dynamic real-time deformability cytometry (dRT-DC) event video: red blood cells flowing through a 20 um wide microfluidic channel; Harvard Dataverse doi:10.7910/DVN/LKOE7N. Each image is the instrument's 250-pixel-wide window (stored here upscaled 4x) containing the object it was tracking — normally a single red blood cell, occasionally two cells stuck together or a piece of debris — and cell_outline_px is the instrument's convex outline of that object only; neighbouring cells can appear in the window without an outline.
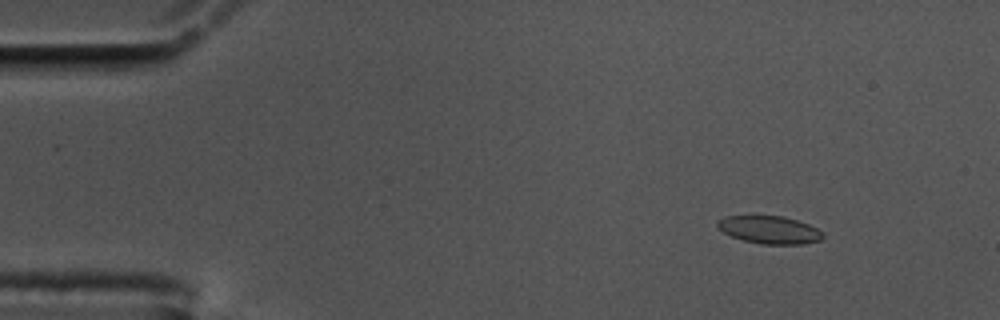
{"species": "common noctule bat (a hibernating species)", "species_latin": "Nyctalus noctula", "temperature_condition": "cold", "stored_images_in_passage": 15, "camera_frame_rate_fps": 3000, "um_per_image_px": 0.085, "animal": {"sex": "male", "body_mass_g": 17.5, "forearm_length_mm": 52.3}, "frame": {"image": 1, "passage_image": 7, "time_ms": 2.0, "image_size_px": [1000, 320], "cell_outline_px": [[824, 236], [820, 240], [804, 244], [760, 244], [744, 240], [732, 236], [724, 232], [716, 224], [716, 220], [724, 216], [784, 216], [808, 224], [816, 228]], "centroid_in_image_um": [65.39, 19.53], "position_along_channel_um": 19.6, "area_um2": 16.88}}